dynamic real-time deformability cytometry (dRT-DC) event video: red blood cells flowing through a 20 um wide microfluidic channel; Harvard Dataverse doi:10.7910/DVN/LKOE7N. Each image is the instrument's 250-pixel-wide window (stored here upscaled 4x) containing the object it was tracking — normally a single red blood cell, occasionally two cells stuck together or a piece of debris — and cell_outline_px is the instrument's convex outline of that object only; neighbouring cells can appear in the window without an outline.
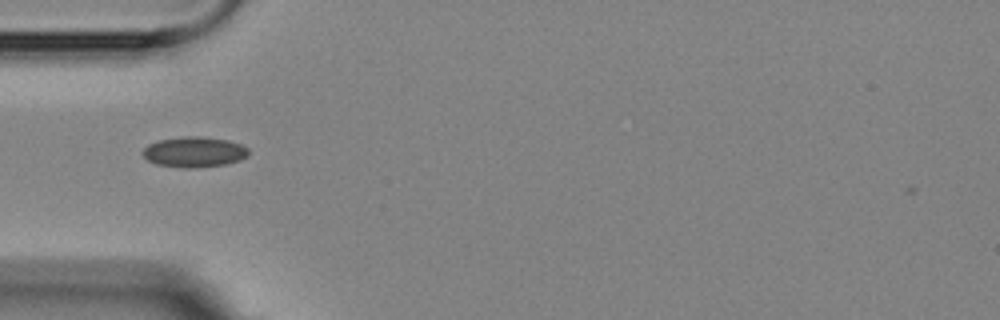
{"species": "Egyptian fruit bat (a non-hibernating species)", "species_latin": "Rousettus aegyptiacus", "temperature_condition": "room temperature", "stored_images_in_passage": 10, "camera_frame_rate_fps": 3000, "um_per_image_px": 0.085, "animal": {"sex": "female"}, "frame": {"image": 1, "passage_image": 1, "time_ms": 0.0, "image_size_px": [1000, 320], "cell_outline_px": [[248, 156], [240, 160], [224, 164], [196, 168], [184, 168], [156, 164], [148, 160], [140, 152], [148, 144], [160, 140], [184, 136], [200, 136], [228, 140], [240, 144], [248, 148]], "centroid_in_image_um": [16.5, 12.92], "position_along_channel_um": 68.5, "area_um2": 18.79}}
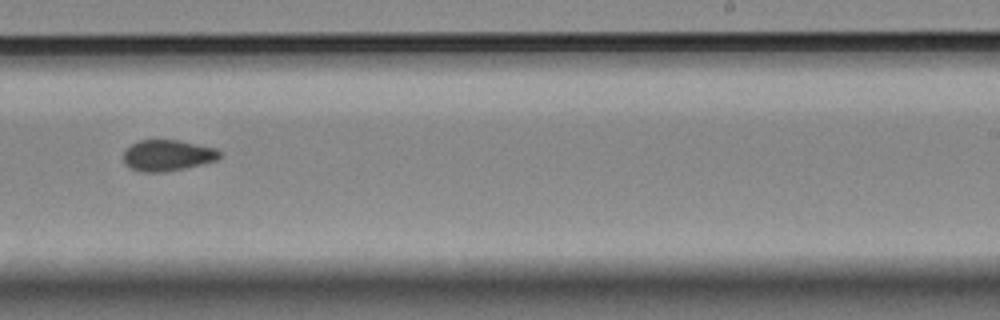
{"frame": {"image": 2, "passage_image": 6, "time_ms": 5.667, "image_size_px": [1000, 320], "cell_outline_px": [[220, 156], [216, 160], [184, 168], [160, 172], [148, 172], [132, 168], [124, 160], [124, 152], [132, 144], [140, 140], [180, 140], [216, 148], [220, 152]], "centroid_in_image_um": [14.27, 13.19], "position_along_channel_um": 274.7, "area_um2": 16.99}}
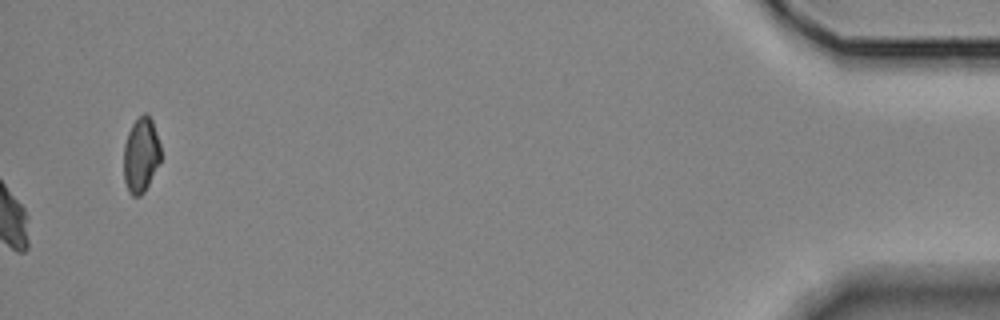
{"frame": {"image": 3, "passage_image": 10, "time_ms": 12.0, "image_size_px": [1000, 320], "cell_outline_px": [[160, 160], [144, 192], [140, 196], [132, 196], [128, 192], [124, 180], [124, 144], [128, 132], [132, 124], [144, 112], [152, 120], [160, 144]], "centroid_in_image_um": [11.96, 13.18], "position_along_channel_um": 423.2, "area_um2": 16.01}, "authors_computed_cell_mechanics": {"area_um2": 17.4556, "velocity_mm_per_s": 3.6394, "shape_relaxation_time_tau1_ms": 4.1625, "shape_relaxation_time_tau2_ms": 4.2609, "deformation_change_tau1": 0.0594, "deformation_change_tau2": 0.0607}}